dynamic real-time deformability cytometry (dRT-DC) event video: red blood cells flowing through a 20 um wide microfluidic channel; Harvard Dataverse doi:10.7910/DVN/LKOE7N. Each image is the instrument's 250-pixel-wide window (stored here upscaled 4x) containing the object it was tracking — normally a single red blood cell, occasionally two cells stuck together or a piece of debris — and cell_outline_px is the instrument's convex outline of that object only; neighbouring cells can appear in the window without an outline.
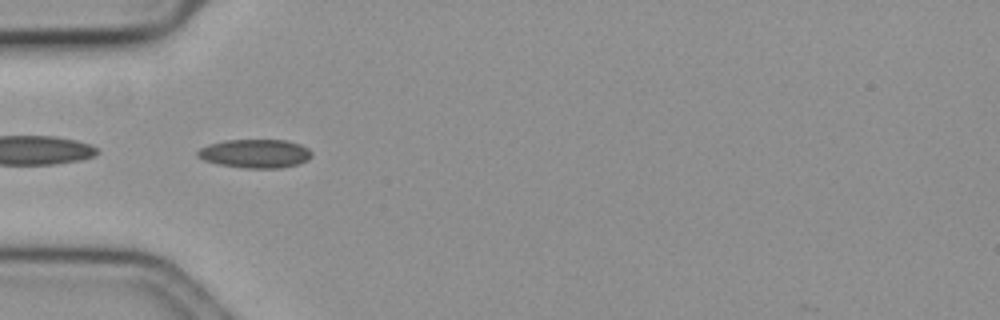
{"species": "common noctule bat (a hibernating species)", "species_latin": "Nyctalus noctula", "temperature_condition": "cold", "stored_images_in_passage": 20, "camera_frame_rate_fps": 3000, "um_per_image_px": 0.085, "animal": {"sex": "female", "body_mass_g": 19.3, "forearm_length_mm": 54.1}, "frame": {"image": 1, "passage_image": 1, "time_ms": 0.0, "image_size_px": [1000, 320], "cell_outline_px": [[312, 156], [308, 160], [296, 164], [280, 168], [244, 168], [220, 164], [204, 160], [196, 156], [196, 152], [200, 148], [208, 144], [224, 140], [288, 140], [300, 144], [308, 148], [312, 152]], "centroid_in_image_um": [21.69, 13.04], "position_along_channel_um": 63.3, "area_um2": 19.13}}